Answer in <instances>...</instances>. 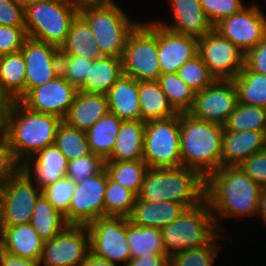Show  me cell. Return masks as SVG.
I'll use <instances>...</instances> for the list:
<instances>
[{
  "instance_id": "7a4b0ae2",
  "label": "cell",
  "mask_w": 266,
  "mask_h": 266,
  "mask_svg": "<svg viewBox=\"0 0 266 266\" xmlns=\"http://www.w3.org/2000/svg\"><path fill=\"white\" fill-rule=\"evenodd\" d=\"M63 119L28 109L20 101H9L0 123L15 158L22 163L37 151L53 145Z\"/></svg>"
},
{
  "instance_id": "9f6ffc18",
  "label": "cell",
  "mask_w": 266,
  "mask_h": 266,
  "mask_svg": "<svg viewBox=\"0 0 266 266\" xmlns=\"http://www.w3.org/2000/svg\"><path fill=\"white\" fill-rule=\"evenodd\" d=\"M79 11L86 7L103 6L114 2L113 0H69Z\"/></svg>"
},
{
  "instance_id": "5bb4252c",
  "label": "cell",
  "mask_w": 266,
  "mask_h": 266,
  "mask_svg": "<svg viewBox=\"0 0 266 266\" xmlns=\"http://www.w3.org/2000/svg\"><path fill=\"white\" fill-rule=\"evenodd\" d=\"M237 104L233 80H214L195 94L193 106L187 113L199 120L224 125Z\"/></svg>"
},
{
  "instance_id": "52a82bcc",
  "label": "cell",
  "mask_w": 266,
  "mask_h": 266,
  "mask_svg": "<svg viewBox=\"0 0 266 266\" xmlns=\"http://www.w3.org/2000/svg\"><path fill=\"white\" fill-rule=\"evenodd\" d=\"M160 230L169 257L183 250L204 246L219 233L206 200L186 209Z\"/></svg>"
},
{
  "instance_id": "db71d44e",
  "label": "cell",
  "mask_w": 266,
  "mask_h": 266,
  "mask_svg": "<svg viewBox=\"0 0 266 266\" xmlns=\"http://www.w3.org/2000/svg\"><path fill=\"white\" fill-rule=\"evenodd\" d=\"M0 266H41L39 260L25 259L0 249Z\"/></svg>"
},
{
  "instance_id": "1f68e13d",
  "label": "cell",
  "mask_w": 266,
  "mask_h": 266,
  "mask_svg": "<svg viewBox=\"0 0 266 266\" xmlns=\"http://www.w3.org/2000/svg\"><path fill=\"white\" fill-rule=\"evenodd\" d=\"M122 121L108 111L85 132L93 154L104 160L111 155Z\"/></svg>"
},
{
  "instance_id": "b9f144b4",
  "label": "cell",
  "mask_w": 266,
  "mask_h": 266,
  "mask_svg": "<svg viewBox=\"0 0 266 266\" xmlns=\"http://www.w3.org/2000/svg\"><path fill=\"white\" fill-rule=\"evenodd\" d=\"M177 74L196 93L209 86L215 80L199 55H196L181 66Z\"/></svg>"
},
{
  "instance_id": "74e56055",
  "label": "cell",
  "mask_w": 266,
  "mask_h": 266,
  "mask_svg": "<svg viewBox=\"0 0 266 266\" xmlns=\"http://www.w3.org/2000/svg\"><path fill=\"white\" fill-rule=\"evenodd\" d=\"M137 195L118 182L113 181L109 176L104 199V217H127L133 212Z\"/></svg>"
},
{
  "instance_id": "f546056e",
  "label": "cell",
  "mask_w": 266,
  "mask_h": 266,
  "mask_svg": "<svg viewBox=\"0 0 266 266\" xmlns=\"http://www.w3.org/2000/svg\"><path fill=\"white\" fill-rule=\"evenodd\" d=\"M141 120L169 119L179 114L170 104L157 81H139Z\"/></svg>"
},
{
  "instance_id": "8d00e7d4",
  "label": "cell",
  "mask_w": 266,
  "mask_h": 266,
  "mask_svg": "<svg viewBox=\"0 0 266 266\" xmlns=\"http://www.w3.org/2000/svg\"><path fill=\"white\" fill-rule=\"evenodd\" d=\"M157 82L178 113H187L192 108L196 92L177 73L160 74Z\"/></svg>"
},
{
  "instance_id": "7bdbcfd3",
  "label": "cell",
  "mask_w": 266,
  "mask_h": 266,
  "mask_svg": "<svg viewBox=\"0 0 266 266\" xmlns=\"http://www.w3.org/2000/svg\"><path fill=\"white\" fill-rule=\"evenodd\" d=\"M75 190L76 182L68 177H64L48 185L41 192L51 205L65 216L69 211L70 202Z\"/></svg>"
},
{
  "instance_id": "5b68a950",
  "label": "cell",
  "mask_w": 266,
  "mask_h": 266,
  "mask_svg": "<svg viewBox=\"0 0 266 266\" xmlns=\"http://www.w3.org/2000/svg\"><path fill=\"white\" fill-rule=\"evenodd\" d=\"M79 15L89 25L102 54L118 58H122L128 36L140 23L131 20L115 2L83 8Z\"/></svg>"
},
{
  "instance_id": "277c9868",
  "label": "cell",
  "mask_w": 266,
  "mask_h": 266,
  "mask_svg": "<svg viewBox=\"0 0 266 266\" xmlns=\"http://www.w3.org/2000/svg\"><path fill=\"white\" fill-rule=\"evenodd\" d=\"M137 199L170 201L187 209L205 200V179L195 170L179 167L148 168Z\"/></svg>"
},
{
  "instance_id": "ba28073f",
  "label": "cell",
  "mask_w": 266,
  "mask_h": 266,
  "mask_svg": "<svg viewBox=\"0 0 266 266\" xmlns=\"http://www.w3.org/2000/svg\"><path fill=\"white\" fill-rule=\"evenodd\" d=\"M123 74L137 81H157V21L139 23L127 38L122 56Z\"/></svg>"
},
{
  "instance_id": "603a6c76",
  "label": "cell",
  "mask_w": 266,
  "mask_h": 266,
  "mask_svg": "<svg viewBox=\"0 0 266 266\" xmlns=\"http://www.w3.org/2000/svg\"><path fill=\"white\" fill-rule=\"evenodd\" d=\"M264 132H241L224 129L222 136L221 166H238L249 156L264 150Z\"/></svg>"
},
{
  "instance_id": "11a10c76",
  "label": "cell",
  "mask_w": 266,
  "mask_h": 266,
  "mask_svg": "<svg viewBox=\"0 0 266 266\" xmlns=\"http://www.w3.org/2000/svg\"><path fill=\"white\" fill-rule=\"evenodd\" d=\"M79 266H117L116 264L97 257L92 252H89L85 257L84 261Z\"/></svg>"
},
{
  "instance_id": "f1b7e54d",
  "label": "cell",
  "mask_w": 266,
  "mask_h": 266,
  "mask_svg": "<svg viewBox=\"0 0 266 266\" xmlns=\"http://www.w3.org/2000/svg\"><path fill=\"white\" fill-rule=\"evenodd\" d=\"M26 63L21 51L0 56V92L8 101L25 96Z\"/></svg>"
},
{
  "instance_id": "4316f807",
  "label": "cell",
  "mask_w": 266,
  "mask_h": 266,
  "mask_svg": "<svg viewBox=\"0 0 266 266\" xmlns=\"http://www.w3.org/2000/svg\"><path fill=\"white\" fill-rule=\"evenodd\" d=\"M144 136V121H122L112 153L105 161L143 160Z\"/></svg>"
},
{
  "instance_id": "ab89813d",
  "label": "cell",
  "mask_w": 266,
  "mask_h": 266,
  "mask_svg": "<svg viewBox=\"0 0 266 266\" xmlns=\"http://www.w3.org/2000/svg\"><path fill=\"white\" fill-rule=\"evenodd\" d=\"M54 144L68 160L86 156L91 153L84 131L62 121L57 128Z\"/></svg>"
},
{
  "instance_id": "9c48e42d",
  "label": "cell",
  "mask_w": 266,
  "mask_h": 266,
  "mask_svg": "<svg viewBox=\"0 0 266 266\" xmlns=\"http://www.w3.org/2000/svg\"><path fill=\"white\" fill-rule=\"evenodd\" d=\"M143 160L149 168L182 166L180 113L169 119L145 122Z\"/></svg>"
},
{
  "instance_id": "f907efd6",
  "label": "cell",
  "mask_w": 266,
  "mask_h": 266,
  "mask_svg": "<svg viewBox=\"0 0 266 266\" xmlns=\"http://www.w3.org/2000/svg\"><path fill=\"white\" fill-rule=\"evenodd\" d=\"M0 25L25 27V9L13 0H0Z\"/></svg>"
},
{
  "instance_id": "6da1fadb",
  "label": "cell",
  "mask_w": 266,
  "mask_h": 266,
  "mask_svg": "<svg viewBox=\"0 0 266 266\" xmlns=\"http://www.w3.org/2000/svg\"><path fill=\"white\" fill-rule=\"evenodd\" d=\"M262 189L239 165L221 166L212 172L205 179V200L213 214L217 230L220 232V217L257 214ZM216 211L220 216L214 214Z\"/></svg>"
},
{
  "instance_id": "681fc988",
  "label": "cell",
  "mask_w": 266,
  "mask_h": 266,
  "mask_svg": "<svg viewBox=\"0 0 266 266\" xmlns=\"http://www.w3.org/2000/svg\"><path fill=\"white\" fill-rule=\"evenodd\" d=\"M239 166L242 170L262 188H266V150L259 151L247 159Z\"/></svg>"
},
{
  "instance_id": "d6986e66",
  "label": "cell",
  "mask_w": 266,
  "mask_h": 266,
  "mask_svg": "<svg viewBox=\"0 0 266 266\" xmlns=\"http://www.w3.org/2000/svg\"><path fill=\"white\" fill-rule=\"evenodd\" d=\"M157 53L161 74L177 73L198 55V39L173 32L157 22Z\"/></svg>"
},
{
  "instance_id": "f35d334b",
  "label": "cell",
  "mask_w": 266,
  "mask_h": 266,
  "mask_svg": "<svg viewBox=\"0 0 266 266\" xmlns=\"http://www.w3.org/2000/svg\"><path fill=\"white\" fill-rule=\"evenodd\" d=\"M223 126L227 131H266V109L238 102Z\"/></svg>"
},
{
  "instance_id": "680465c9",
  "label": "cell",
  "mask_w": 266,
  "mask_h": 266,
  "mask_svg": "<svg viewBox=\"0 0 266 266\" xmlns=\"http://www.w3.org/2000/svg\"><path fill=\"white\" fill-rule=\"evenodd\" d=\"M8 103L9 101L7 100V98L0 92V123L7 109Z\"/></svg>"
},
{
  "instance_id": "ffe728a7",
  "label": "cell",
  "mask_w": 266,
  "mask_h": 266,
  "mask_svg": "<svg viewBox=\"0 0 266 266\" xmlns=\"http://www.w3.org/2000/svg\"><path fill=\"white\" fill-rule=\"evenodd\" d=\"M69 160L55 145L47 146L37 151L33 156L21 163V170L24 173H31L33 170L36 184L40 190L48 185L66 177ZM33 166V169H31Z\"/></svg>"
},
{
  "instance_id": "e0dca14e",
  "label": "cell",
  "mask_w": 266,
  "mask_h": 266,
  "mask_svg": "<svg viewBox=\"0 0 266 266\" xmlns=\"http://www.w3.org/2000/svg\"><path fill=\"white\" fill-rule=\"evenodd\" d=\"M77 91L78 89L59 73L45 84L32 88L20 102L32 111L64 119Z\"/></svg>"
},
{
  "instance_id": "9a60e30c",
  "label": "cell",
  "mask_w": 266,
  "mask_h": 266,
  "mask_svg": "<svg viewBox=\"0 0 266 266\" xmlns=\"http://www.w3.org/2000/svg\"><path fill=\"white\" fill-rule=\"evenodd\" d=\"M265 13L255 4L223 18L214 29L244 53L260 43L266 34Z\"/></svg>"
},
{
  "instance_id": "c3c4849f",
  "label": "cell",
  "mask_w": 266,
  "mask_h": 266,
  "mask_svg": "<svg viewBox=\"0 0 266 266\" xmlns=\"http://www.w3.org/2000/svg\"><path fill=\"white\" fill-rule=\"evenodd\" d=\"M27 38L25 27L0 25V56L20 51Z\"/></svg>"
},
{
  "instance_id": "7c38bea8",
  "label": "cell",
  "mask_w": 266,
  "mask_h": 266,
  "mask_svg": "<svg viewBox=\"0 0 266 266\" xmlns=\"http://www.w3.org/2000/svg\"><path fill=\"white\" fill-rule=\"evenodd\" d=\"M87 229L90 252L114 264L120 261L127 265L131 252L126 238V217H100L90 222Z\"/></svg>"
},
{
  "instance_id": "d6a6232c",
  "label": "cell",
  "mask_w": 266,
  "mask_h": 266,
  "mask_svg": "<svg viewBox=\"0 0 266 266\" xmlns=\"http://www.w3.org/2000/svg\"><path fill=\"white\" fill-rule=\"evenodd\" d=\"M126 238L130 247L131 259L154 254H167L159 228L138 226L126 217Z\"/></svg>"
},
{
  "instance_id": "8fae6325",
  "label": "cell",
  "mask_w": 266,
  "mask_h": 266,
  "mask_svg": "<svg viewBox=\"0 0 266 266\" xmlns=\"http://www.w3.org/2000/svg\"><path fill=\"white\" fill-rule=\"evenodd\" d=\"M198 55L215 80H233L244 68L245 53L214 28L198 39Z\"/></svg>"
},
{
  "instance_id": "816d5d0a",
  "label": "cell",
  "mask_w": 266,
  "mask_h": 266,
  "mask_svg": "<svg viewBox=\"0 0 266 266\" xmlns=\"http://www.w3.org/2000/svg\"><path fill=\"white\" fill-rule=\"evenodd\" d=\"M244 66L249 71L266 75V34L260 43L245 53Z\"/></svg>"
},
{
  "instance_id": "e575fe53",
  "label": "cell",
  "mask_w": 266,
  "mask_h": 266,
  "mask_svg": "<svg viewBox=\"0 0 266 266\" xmlns=\"http://www.w3.org/2000/svg\"><path fill=\"white\" fill-rule=\"evenodd\" d=\"M238 102L266 109V75L249 71L245 66L233 79Z\"/></svg>"
},
{
  "instance_id": "7402d4cb",
  "label": "cell",
  "mask_w": 266,
  "mask_h": 266,
  "mask_svg": "<svg viewBox=\"0 0 266 266\" xmlns=\"http://www.w3.org/2000/svg\"><path fill=\"white\" fill-rule=\"evenodd\" d=\"M44 240L31 224L0 226V249L14 256L40 260Z\"/></svg>"
},
{
  "instance_id": "3957f363",
  "label": "cell",
  "mask_w": 266,
  "mask_h": 266,
  "mask_svg": "<svg viewBox=\"0 0 266 266\" xmlns=\"http://www.w3.org/2000/svg\"><path fill=\"white\" fill-rule=\"evenodd\" d=\"M224 126L180 113L182 166L197 171L204 179L221 167Z\"/></svg>"
},
{
  "instance_id": "91938a15",
  "label": "cell",
  "mask_w": 266,
  "mask_h": 266,
  "mask_svg": "<svg viewBox=\"0 0 266 266\" xmlns=\"http://www.w3.org/2000/svg\"><path fill=\"white\" fill-rule=\"evenodd\" d=\"M15 3L21 5L24 9L38 0H13Z\"/></svg>"
},
{
  "instance_id": "d4e9b609",
  "label": "cell",
  "mask_w": 266,
  "mask_h": 266,
  "mask_svg": "<svg viewBox=\"0 0 266 266\" xmlns=\"http://www.w3.org/2000/svg\"><path fill=\"white\" fill-rule=\"evenodd\" d=\"M108 111L106 95L78 90L73 104L63 121L72 127L86 132Z\"/></svg>"
},
{
  "instance_id": "836d02e7",
  "label": "cell",
  "mask_w": 266,
  "mask_h": 266,
  "mask_svg": "<svg viewBox=\"0 0 266 266\" xmlns=\"http://www.w3.org/2000/svg\"><path fill=\"white\" fill-rule=\"evenodd\" d=\"M30 224L44 241L53 239L69 225L43 195L36 201Z\"/></svg>"
},
{
  "instance_id": "8992f818",
  "label": "cell",
  "mask_w": 266,
  "mask_h": 266,
  "mask_svg": "<svg viewBox=\"0 0 266 266\" xmlns=\"http://www.w3.org/2000/svg\"><path fill=\"white\" fill-rule=\"evenodd\" d=\"M78 14L69 0H38L25 8L27 36L60 49Z\"/></svg>"
},
{
  "instance_id": "d590c367",
  "label": "cell",
  "mask_w": 266,
  "mask_h": 266,
  "mask_svg": "<svg viewBox=\"0 0 266 266\" xmlns=\"http://www.w3.org/2000/svg\"><path fill=\"white\" fill-rule=\"evenodd\" d=\"M148 168L144 160L105 161L108 176L136 195L140 192Z\"/></svg>"
},
{
  "instance_id": "484cf974",
  "label": "cell",
  "mask_w": 266,
  "mask_h": 266,
  "mask_svg": "<svg viewBox=\"0 0 266 266\" xmlns=\"http://www.w3.org/2000/svg\"><path fill=\"white\" fill-rule=\"evenodd\" d=\"M187 208L170 201L146 202L136 199L130 221L142 227L162 229L177 219Z\"/></svg>"
},
{
  "instance_id": "f5cc1de1",
  "label": "cell",
  "mask_w": 266,
  "mask_h": 266,
  "mask_svg": "<svg viewBox=\"0 0 266 266\" xmlns=\"http://www.w3.org/2000/svg\"><path fill=\"white\" fill-rule=\"evenodd\" d=\"M126 266H169L168 254H154L129 260Z\"/></svg>"
},
{
  "instance_id": "83f0119b",
  "label": "cell",
  "mask_w": 266,
  "mask_h": 266,
  "mask_svg": "<svg viewBox=\"0 0 266 266\" xmlns=\"http://www.w3.org/2000/svg\"><path fill=\"white\" fill-rule=\"evenodd\" d=\"M122 74V58L103 56L93 60L85 82L78 90L106 95Z\"/></svg>"
},
{
  "instance_id": "ac0fdd59",
  "label": "cell",
  "mask_w": 266,
  "mask_h": 266,
  "mask_svg": "<svg viewBox=\"0 0 266 266\" xmlns=\"http://www.w3.org/2000/svg\"><path fill=\"white\" fill-rule=\"evenodd\" d=\"M20 51L26 63L25 95L60 73L58 47L28 37Z\"/></svg>"
},
{
  "instance_id": "44dd1931",
  "label": "cell",
  "mask_w": 266,
  "mask_h": 266,
  "mask_svg": "<svg viewBox=\"0 0 266 266\" xmlns=\"http://www.w3.org/2000/svg\"><path fill=\"white\" fill-rule=\"evenodd\" d=\"M173 8L174 24L158 22L161 26L179 34L202 38L214 26L207 18L199 0H169Z\"/></svg>"
},
{
  "instance_id": "4fadbf2b",
  "label": "cell",
  "mask_w": 266,
  "mask_h": 266,
  "mask_svg": "<svg viewBox=\"0 0 266 266\" xmlns=\"http://www.w3.org/2000/svg\"><path fill=\"white\" fill-rule=\"evenodd\" d=\"M90 252L86 225H68L56 237L44 241L40 264L43 266H79Z\"/></svg>"
},
{
  "instance_id": "30bf717a",
  "label": "cell",
  "mask_w": 266,
  "mask_h": 266,
  "mask_svg": "<svg viewBox=\"0 0 266 266\" xmlns=\"http://www.w3.org/2000/svg\"><path fill=\"white\" fill-rule=\"evenodd\" d=\"M20 170L0 190V226L29 224L41 190Z\"/></svg>"
},
{
  "instance_id": "94428289",
  "label": "cell",
  "mask_w": 266,
  "mask_h": 266,
  "mask_svg": "<svg viewBox=\"0 0 266 266\" xmlns=\"http://www.w3.org/2000/svg\"><path fill=\"white\" fill-rule=\"evenodd\" d=\"M264 149L266 150V131L264 132Z\"/></svg>"
},
{
  "instance_id": "4dcf8cb0",
  "label": "cell",
  "mask_w": 266,
  "mask_h": 266,
  "mask_svg": "<svg viewBox=\"0 0 266 266\" xmlns=\"http://www.w3.org/2000/svg\"><path fill=\"white\" fill-rule=\"evenodd\" d=\"M60 54L96 60L104 55L95 44L94 34L87 22L78 14L72 21Z\"/></svg>"
},
{
  "instance_id": "2e32d148",
  "label": "cell",
  "mask_w": 266,
  "mask_h": 266,
  "mask_svg": "<svg viewBox=\"0 0 266 266\" xmlns=\"http://www.w3.org/2000/svg\"><path fill=\"white\" fill-rule=\"evenodd\" d=\"M108 173L104 169L98 175L76 183L68 213L64 216L69 225H88L104 217V199Z\"/></svg>"
},
{
  "instance_id": "6f0895ef",
  "label": "cell",
  "mask_w": 266,
  "mask_h": 266,
  "mask_svg": "<svg viewBox=\"0 0 266 266\" xmlns=\"http://www.w3.org/2000/svg\"><path fill=\"white\" fill-rule=\"evenodd\" d=\"M257 214L261 215V219H263V221H265L266 224V188H263L260 191Z\"/></svg>"
},
{
  "instance_id": "cb8c5ba5",
  "label": "cell",
  "mask_w": 266,
  "mask_h": 266,
  "mask_svg": "<svg viewBox=\"0 0 266 266\" xmlns=\"http://www.w3.org/2000/svg\"><path fill=\"white\" fill-rule=\"evenodd\" d=\"M139 81L122 74L106 93L109 112L120 120H141Z\"/></svg>"
},
{
  "instance_id": "bcb514c9",
  "label": "cell",
  "mask_w": 266,
  "mask_h": 266,
  "mask_svg": "<svg viewBox=\"0 0 266 266\" xmlns=\"http://www.w3.org/2000/svg\"><path fill=\"white\" fill-rule=\"evenodd\" d=\"M209 21L216 25L223 18L239 12L246 6L243 0H199Z\"/></svg>"
},
{
  "instance_id": "f6af8a7d",
  "label": "cell",
  "mask_w": 266,
  "mask_h": 266,
  "mask_svg": "<svg viewBox=\"0 0 266 266\" xmlns=\"http://www.w3.org/2000/svg\"><path fill=\"white\" fill-rule=\"evenodd\" d=\"M93 60L60 54V74L77 89L85 82Z\"/></svg>"
},
{
  "instance_id": "7dc6e473",
  "label": "cell",
  "mask_w": 266,
  "mask_h": 266,
  "mask_svg": "<svg viewBox=\"0 0 266 266\" xmlns=\"http://www.w3.org/2000/svg\"><path fill=\"white\" fill-rule=\"evenodd\" d=\"M21 170L7 138L0 132V190Z\"/></svg>"
},
{
  "instance_id": "ee69618b",
  "label": "cell",
  "mask_w": 266,
  "mask_h": 266,
  "mask_svg": "<svg viewBox=\"0 0 266 266\" xmlns=\"http://www.w3.org/2000/svg\"><path fill=\"white\" fill-rule=\"evenodd\" d=\"M105 169V160L92 152L86 156L71 159L68 162L66 177L74 182L98 175Z\"/></svg>"
},
{
  "instance_id": "60d3db41",
  "label": "cell",
  "mask_w": 266,
  "mask_h": 266,
  "mask_svg": "<svg viewBox=\"0 0 266 266\" xmlns=\"http://www.w3.org/2000/svg\"><path fill=\"white\" fill-rule=\"evenodd\" d=\"M218 238H220L219 233L204 246L183 250L171 255L169 266H213L220 250L215 243Z\"/></svg>"
}]
</instances>
